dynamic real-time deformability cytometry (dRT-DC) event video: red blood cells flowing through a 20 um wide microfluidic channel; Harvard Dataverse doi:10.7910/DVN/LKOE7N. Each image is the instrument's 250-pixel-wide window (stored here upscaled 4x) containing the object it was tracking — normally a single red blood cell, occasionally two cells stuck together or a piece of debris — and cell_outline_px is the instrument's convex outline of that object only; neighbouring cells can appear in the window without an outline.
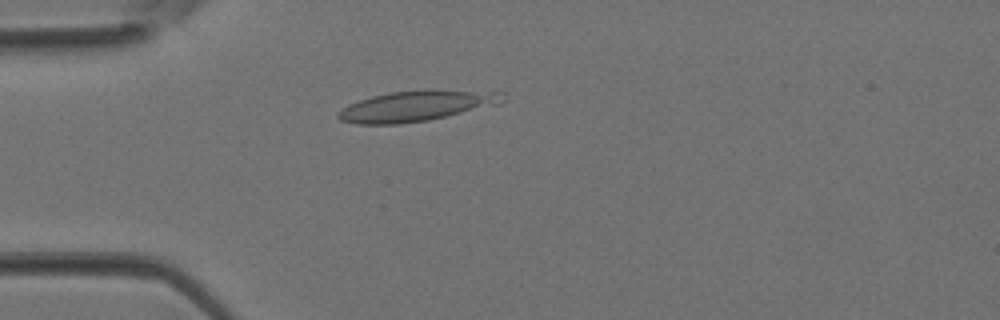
{"species": "Egyptian fruit bat (a non-hibernating species)", "species_latin": "Rousettus aegyptiacus", "temperature_condition": "room temperature", "stored_images_in_passage": 2, "camera_frame_rate_fps": 3000, "um_per_image_px": 0.085, "animal": {"sex": "female"}, "frame": {"image": 1, "passage_image": 2, "time_ms": 0.333, "image_size_px": [1000, 320], "cell_outline_px": [[504, 100], [500, 104], [428, 120], [400, 124], [356, 124], [340, 120], [336, 116], [336, 112], [348, 104], [372, 96], [392, 92], [424, 88], [496, 88], [504, 92]], "centroid_in_image_um": [35.57, 8.94], "position_along_channel_um": 49.4, "area_um2": 30.75}}